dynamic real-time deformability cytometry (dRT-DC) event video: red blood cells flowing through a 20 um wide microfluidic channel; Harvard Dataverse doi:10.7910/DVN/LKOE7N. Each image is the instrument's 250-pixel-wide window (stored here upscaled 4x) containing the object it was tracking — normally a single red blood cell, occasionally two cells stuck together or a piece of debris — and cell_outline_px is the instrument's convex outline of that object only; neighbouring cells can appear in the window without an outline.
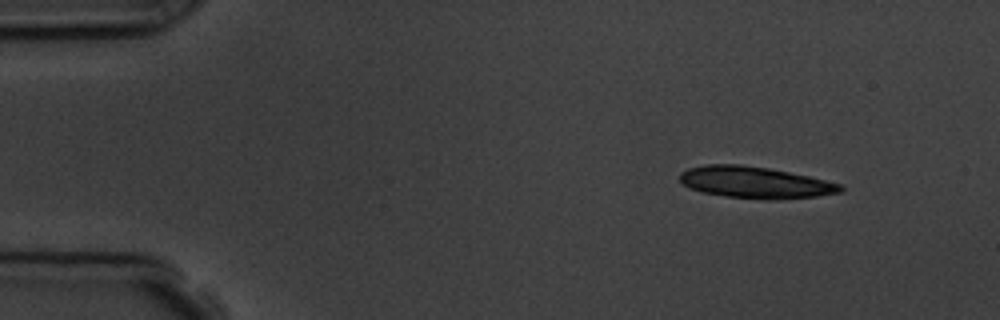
{"species": "common noctule bat (a hibernating species)", "species_latin": "Nyctalus noctula", "temperature_condition": "room temperature", "stored_images_in_passage": 5, "camera_frame_rate_fps": 3000, "um_per_image_px": 0.085, "animal": {"sex": "male", "body_mass_g": 19.5, "forearm_length_mm": 54.6}, "frame": {"image": 1, "passage_image": 1, "time_ms": 0.0, "image_size_px": [1000, 320], "cell_outline_px": [[844, 192], [816, 196], [768, 200], [764, 200], [724, 196], [704, 192], [692, 188], [684, 184], [680, 180], [680, 172], [688, 168], [708, 164], [744, 164], [768, 168], [808, 176], [840, 184], [844, 188]], "centroid_in_image_um": [64.19, 15.5], "position_along_channel_um": 20.8, "area_um2": 29.48}}